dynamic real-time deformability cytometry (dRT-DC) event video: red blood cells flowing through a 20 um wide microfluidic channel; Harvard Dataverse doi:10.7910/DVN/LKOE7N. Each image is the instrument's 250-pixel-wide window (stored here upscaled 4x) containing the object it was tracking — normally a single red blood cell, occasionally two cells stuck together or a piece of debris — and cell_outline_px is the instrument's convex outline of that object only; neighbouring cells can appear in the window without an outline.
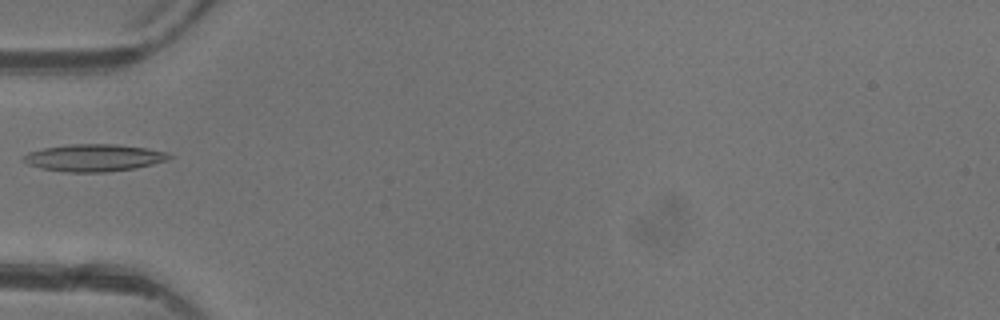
{"species": "common noctule bat (a hibernating species)", "species_latin": "Nyctalus noctula", "temperature_condition": "warm", "stored_images_in_passage": 3, "camera_frame_rate_fps": 3000, "um_per_image_px": 0.085, "animal": {"sex": "female"}, "frame": {"image": 1, "passage_image": 3, "time_ms": 2.333, "image_size_px": [1000, 320], "cell_outline_px": [[172, 156], [168, 160], [136, 168], [108, 172], [64, 172], [40, 168], [28, 164], [20, 156], [28, 152], [44, 148], [68, 144], [116, 144], [148, 148], [168, 152]], "centroid_in_image_um": [7.99, 13.41], "position_along_channel_um": 77.0, "area_um2": 23.29}}